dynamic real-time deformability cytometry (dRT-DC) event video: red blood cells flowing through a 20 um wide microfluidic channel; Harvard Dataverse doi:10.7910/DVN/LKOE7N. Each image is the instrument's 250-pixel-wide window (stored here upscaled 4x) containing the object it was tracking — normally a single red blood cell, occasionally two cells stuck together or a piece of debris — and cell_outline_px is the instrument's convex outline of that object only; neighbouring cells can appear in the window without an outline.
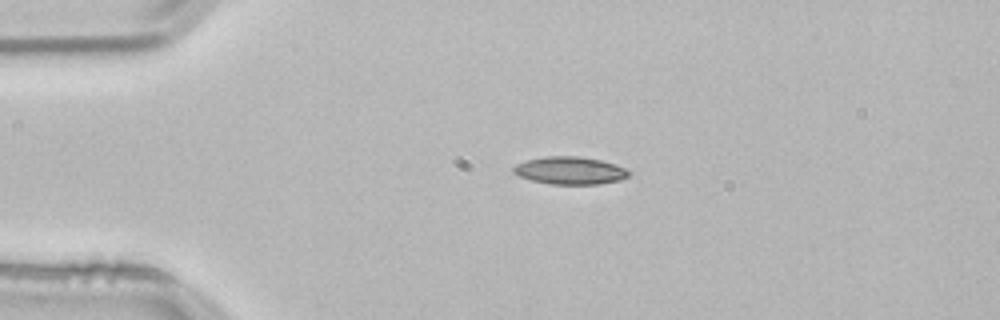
{"species": "common noctule bat (a hibernating species)", "species_latin": "Nyctalus noctula", "temperature_condition": "room temperature", "stored_images_in_passage": 42, "camera_frame_rate_fps": 3000, "um_per_image_px": 0.085, "animal": {"sex": "male", "body_mass_g": 21.5, "forearm_length_mm": 52.0}, "frame": {"image": 1, "passage_image": 1, "time_ms": 0.0, "image_size_px": [1000, 320], "cell_outline_px": [[628, 176], [620, 180], [600, 184], [548, 184], [516, 176], [512, 172], [512, 168], [516, 164], [528, 160], [548, 156], [580, 156], [600, 160], [624, 168], [628, 172]], "centroid_in_image_um": [48.39, 14.5], "position_along_channel_um": 36.6, "area_um2": 18.44}}
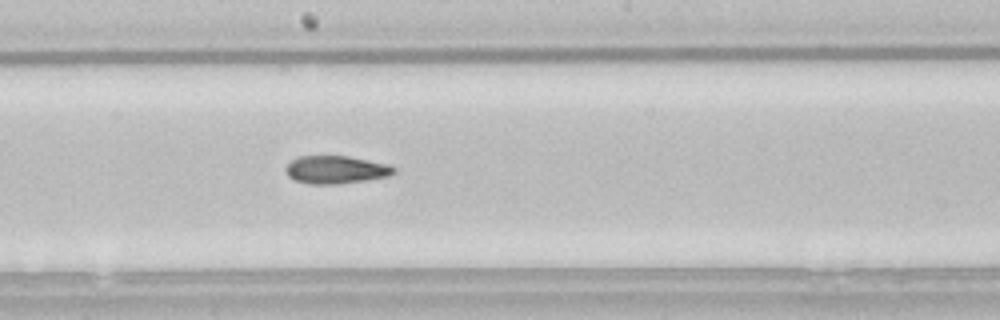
{"frame": {"image": 2, "passage_image": 18, "time_ms": 5.667, "image_size_px": [1000, 320], "cell_outline_px": [[396, 172], [388, 176], [364, 180], [336, 184], [312, 184], [296, 180], [288, 176], [284, 168], [296, 156], [348, 156], [388, 164]], "centroid_in_image_um": [28.51, 14.41], "position_along_channel_um": 219.7, "area_um2": 17.34}}
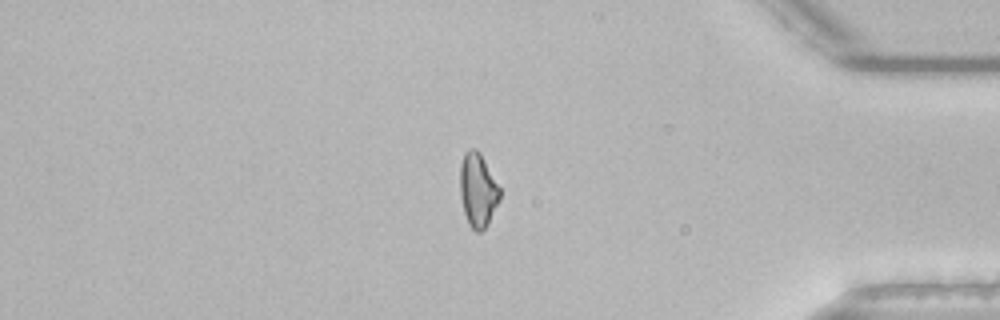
{"frame": {"image": 3, "passage_image": 34, "time_ms": 11.0, "image_size_px": [1000, 320], "cell_outline_px": [[500, 196], [488, 224], [480, 232], [476, 232], [468, 224], [464, 212], [460, 196], [460, 164], [464, 152], [468, 148], [476, 148], [480, 152], [500, 188]], "centroid_in_image_um": [40.59, 16.13], "position_along_channel_um": 394.6, "area_um2": 17.11}, "authors_computed_cell_mechanics": {"area_um2": 17.5134, "velocity_mm_per_s": 3.8465, "shape_relaxation_time_tau1_ms": null, "shape_relaxation_time_tau2_ms": 5.6286, "deformation_change_tau1": null, "deformation_change_tau2": 0.1468}}